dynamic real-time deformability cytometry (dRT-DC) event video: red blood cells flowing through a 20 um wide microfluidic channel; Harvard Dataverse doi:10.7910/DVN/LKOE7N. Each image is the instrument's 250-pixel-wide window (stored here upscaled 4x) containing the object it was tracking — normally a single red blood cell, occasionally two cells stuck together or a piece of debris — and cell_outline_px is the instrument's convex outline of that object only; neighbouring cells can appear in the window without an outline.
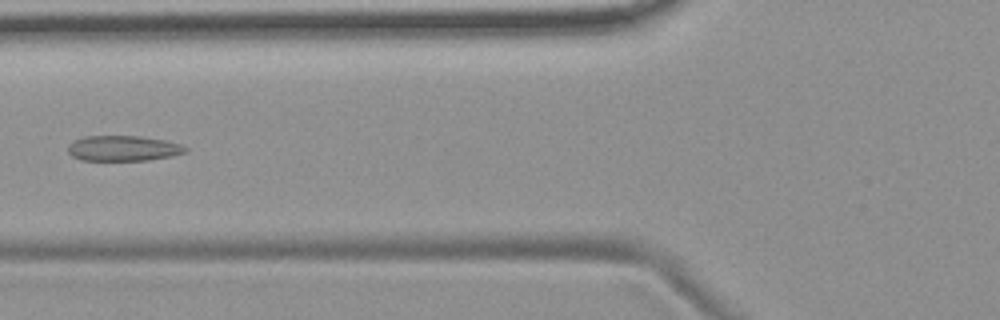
{"species": "common noctule bat (a hibernating species)", "species_latin": "Nyctalus noctula", "temperature_condition": "room temperature", "stored_images_in_passage": 8, "camera_frame_rate_fps": 3000, "um_per_image_px": 0.085, "animal": {"sex": "female", "body_mass_g": 19.9}, "frame": {"image": 1, "passage_image": 6, "time_ms": 6.667, "image_size_px": [1000, 320], "cell_outline_px": [[188, 152], [172, 156], [148, 160], [80, 160], [72, 156], [68, 152], [68, 144], [84, 136], [140, 136], [164, 140], [180, 144], [188, 148]], "centroid_in_image_um": [10.48, 12.61], "position_along_channel_um": 115.3, "area_um2": 17.4}}
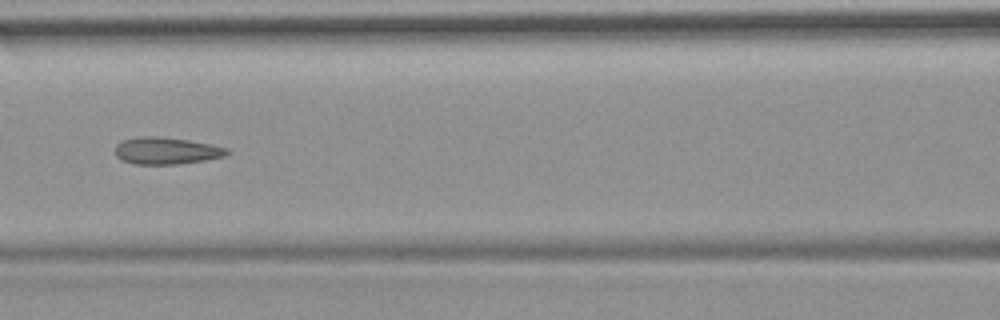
{"frame": {"image": 2, "passage_image": 7, "time_ms": 7.667, "image_size_px": [1000, 320], "cell_outline_px": [[232, 152], [224, 156], [204, 160], [176, 164], [136, 164], [124, 160], [116, 156], [116, 144], [124, 140], [140, 136], [160, 136], [188, 140], [212, 144], [228, 148]], "centroid_in_image_um": [14.18, 12.8], "position_along_channel_um": 152.4, "area_um2": 17.51}}
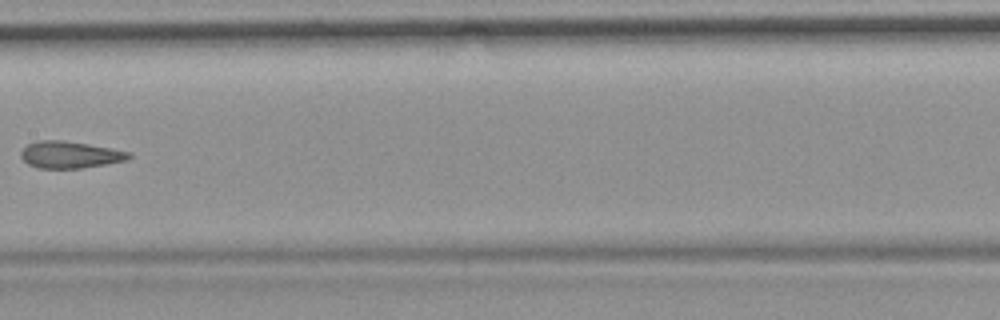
{"frame": {"image": 3, "passage_image": 8, "time_ms": 9.0, "image_size_px": [1000, 320], "cell_outline_px": [[132, 156], [128, 160], [80, 168], [40, 168], [28, 164], [20, 156], [20, 152], [28, 144], [40, 140], [60, 140], [88, 144], [112, 148], [132, 152]], "centroid_in_image_um": [5.97, 13.15], "position_along_channel_um": 201.4, "area_um2": 16.82}}